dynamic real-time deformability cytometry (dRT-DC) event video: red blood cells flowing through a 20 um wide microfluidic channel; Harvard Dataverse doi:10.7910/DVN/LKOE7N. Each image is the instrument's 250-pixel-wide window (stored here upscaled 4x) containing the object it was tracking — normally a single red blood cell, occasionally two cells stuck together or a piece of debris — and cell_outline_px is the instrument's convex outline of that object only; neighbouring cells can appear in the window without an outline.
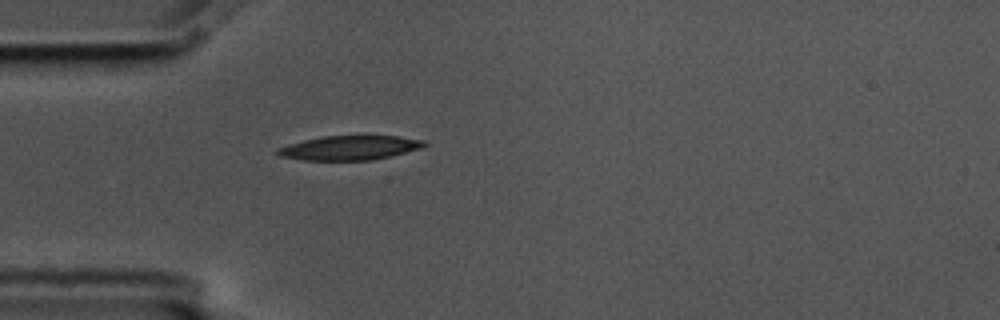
{"species": "common noctule bat (a hibernating species)", "species_latin": "Nyctalus noctula", "temperature_condition": "cold", "stored_images_in_passage": 1, "camera_frame_rate_fps": 3000, "um_per_image_px": 0.085, "animal": {"sex": "male", "body_mass_g": 17.5, "forearm_length_mm": 52.3}, "frame": {"image": 1, "passage_image": 1, "time_ms": 0.0, "image_size_px": [1000, 320], "cell_outline_px": [[428, 144], [420, 148], [372, 160], [304, 160], [280, 156], [276, 152], [276, 148], [304, 140], [324, 136], [400, 136], [424, 140]], "centroid_in_image_um": [29.71, 12.56], "position_along_channel_um": 55.3, "area_um2": 20.52}}